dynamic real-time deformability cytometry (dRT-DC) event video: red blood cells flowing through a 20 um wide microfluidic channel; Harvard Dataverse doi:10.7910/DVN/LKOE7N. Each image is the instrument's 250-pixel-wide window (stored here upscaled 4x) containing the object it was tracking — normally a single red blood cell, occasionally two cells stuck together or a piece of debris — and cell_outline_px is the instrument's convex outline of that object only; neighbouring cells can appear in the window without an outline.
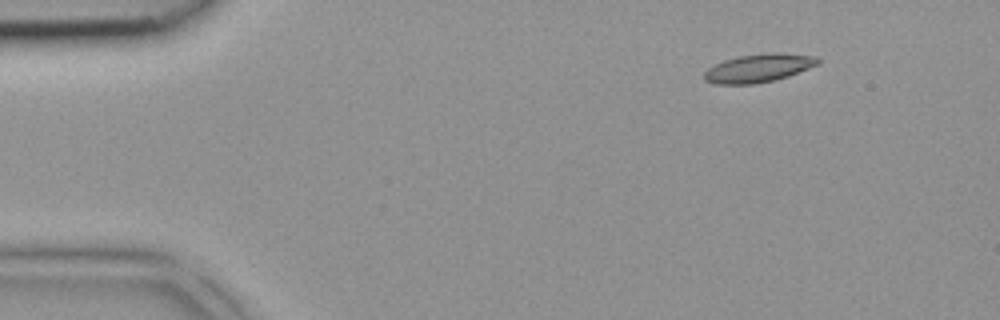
{"species": "common noctule bat (a hibernating species)", "species_latin": "Nyctalus noctula", "temperature_condition": "room temperature", "stored_images_in_passage": 5, "camera_frame_rate_fps": 3000, "um_per_image_px": 0.085, "animal": {"sex": "female", "body_mass_g": 18.4}, "frame": {"image": 1, "passage_image": 5, "time_ms": 1.333, "image_size_px": [1000, 320], "cell_outline_px": [[820, 64], [788, 76], [776, 80], [752, 84], [716, 84], [704, 80], [704, 72], [708, 68], [724, 60], [740, 56], [768, 52], [780, 52], [816, 56], [820, 60]], "centroid_in_image_um": [64.51, 5.78], "position_along_channel_um": 20.5, "area_um2": 18.84}}